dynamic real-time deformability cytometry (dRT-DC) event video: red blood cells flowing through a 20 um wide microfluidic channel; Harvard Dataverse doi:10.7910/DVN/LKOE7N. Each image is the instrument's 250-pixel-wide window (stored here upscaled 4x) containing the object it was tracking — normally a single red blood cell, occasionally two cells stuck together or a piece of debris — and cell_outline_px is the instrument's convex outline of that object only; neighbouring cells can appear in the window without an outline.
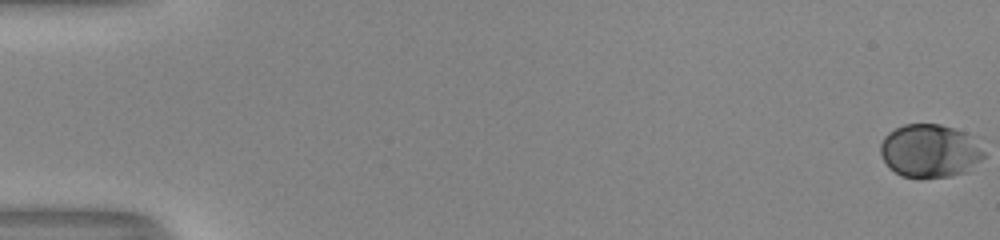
{"species": "human", "species_latin": "Homo sapiens", "temperature_condition": "room temperature", "stored_images_in_passage": 55, "camera_frame_rate_fps": 3000, "um_per_image_px": 0.085, "donor": {"sex": "male"}, "frame": {"image": 1, "passage_image": 1, "time_ms": 0.0, "image_size_px": [1000, 240], "cell_outline_px": [[984, 156], [968, 172], [952, 176], [900, 176], [884, 160], [880, 152], [880, 144], [884, 136], [888, 132], [904, 124], [940, 124], [964, 132], [984, 152]], "centroid_in_image_um": [79.01, 12.81], "position_along_channel_um": 6.0, "area_um2": 31.44}}
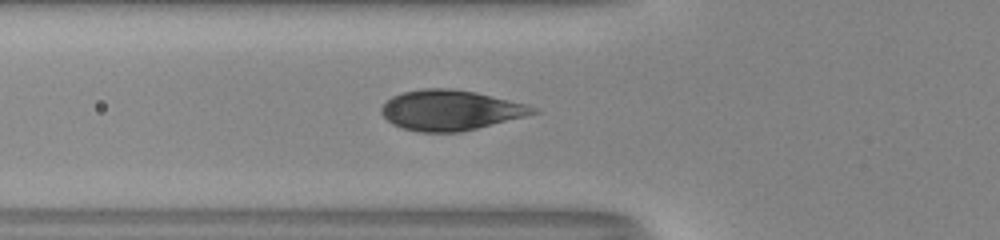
{"frame": {"image": 2, "passage_image": 22, "time_ms": 7.0, "image_size_px": [1000, 240], "cell_outline_px": [[540, 112], [460, 132], [416, 132], [392, 124], [380, 112], [380, 108], [392, 96], [404, 92], [424, 88], [448, 88], [476, 92], [528, 104], [536, 108]], "centroid_in_image_um": [38.27, 9.36], "position_along_channel_um": 87.5, "area_um2": 35.32}}
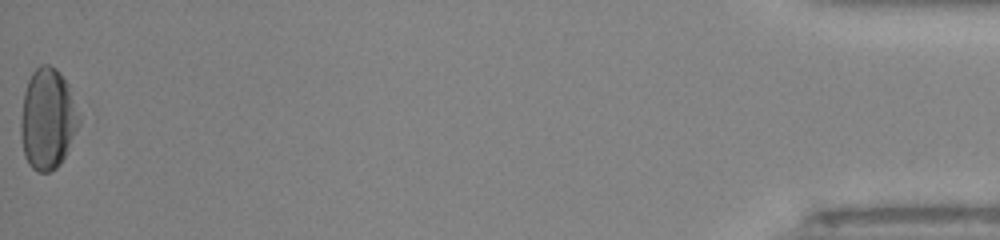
{"frame": {"image": 3, "passage_image": 55, "time_ms": 18.0, "image_size_px": [1000, 240], "cell_outline_px": [[80, 124], [60, 164], [56, 168], [48, 172], [36, 172], [28, 164], [24, 156], [20, 136], [20, 120], [24, 92], [28, 80], [32, 72], [40, 64], [48, 64], [56, 68], [60, 72], [68, 84], [80, 116]], "centroid_in_image_um": [4.03, 10.1], "position_along_channel_um": 431.2, "area_um2": 34.51}}